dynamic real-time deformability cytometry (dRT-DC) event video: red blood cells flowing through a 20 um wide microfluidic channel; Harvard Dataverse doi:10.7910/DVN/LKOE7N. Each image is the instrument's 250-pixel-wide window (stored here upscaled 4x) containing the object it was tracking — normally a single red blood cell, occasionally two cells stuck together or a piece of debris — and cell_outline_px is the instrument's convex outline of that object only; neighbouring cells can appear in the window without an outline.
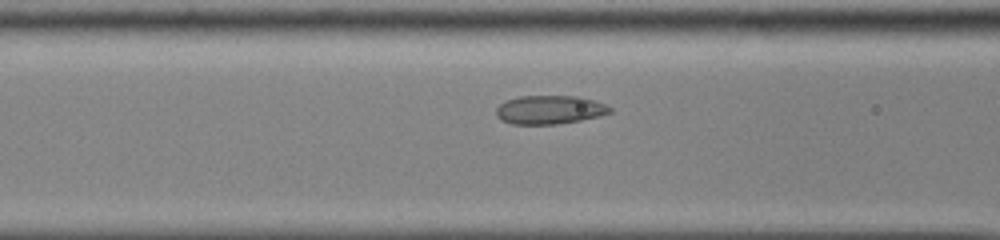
{"species": "common noctule bat (a hibernating species)", "species_latin": "Nyctalus noctula", "temperature_condition": "cold", "stored_images_in_passage": 36, "camera_frame_rate_fps": 3000, "um_per_image_px": 0.085, "animal": {"sex": "male", "body_mass_g": 13.0, "forearm_length_mm": 53.1}, "frame": {"image": 1, "passage_image": 14, "time_ms": 4.333, "image_size_px": [1000, 240], "cell_outline_px": [[612, 112], [600, 116], [580, 120], [556, 124], [512, 124], [500, 120], [496, 116], [496, 108], [500, 104], [508, 100], [520, 96], [580, 96], [604, 104], [612, 108]], "centroid_in_image_um": [46.71, 9.33], "position_along_channel_um": 119.9, "area_um2": 18.96}}
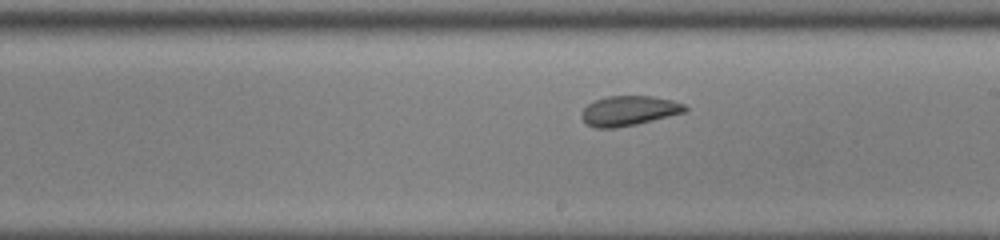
{"frame": {"image": 2, "passage_image": 23, "time_ms": 7.333, "image_size_px": [1000, 240], "cell_outline_px": [[688, 108], [684, 112], [636, 124], [616, 128], [596, 128], [584, 124], [580, 116], [584, 108], [588, 104], [596, 100], [608, 96], [652, 96], [672, 100], [684, 104]], "centroid_in_image_um": [53.41, 9.42], "position_along_channel_um": 235.6, "area_um2": 17.92}}
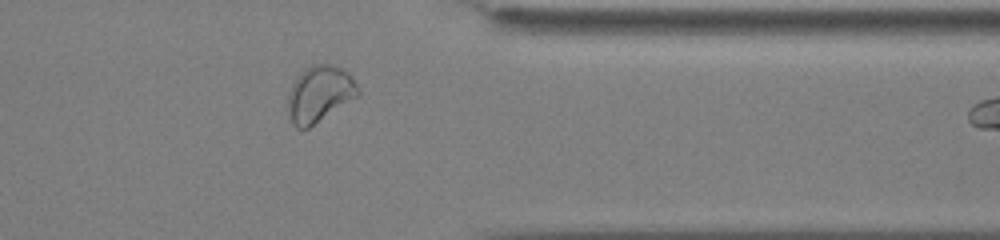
{"frame": {"image": 3, "passage_image": 35, "time_ms": 11.333, "image_size_px": [1000, 240], "cell_outline_px": [[360, 96], [308, 128], [296, 128], [288, 116], [284, 108], [288, 92], [292, 84], [304, 68], [312, 64], [332, 64], [348, 72], [352, 76], [360, 88]], "centroid_in_image_um": [27.15, 7.99], "position_along_channel_um": 384.3, "area_um2": 23.64}}